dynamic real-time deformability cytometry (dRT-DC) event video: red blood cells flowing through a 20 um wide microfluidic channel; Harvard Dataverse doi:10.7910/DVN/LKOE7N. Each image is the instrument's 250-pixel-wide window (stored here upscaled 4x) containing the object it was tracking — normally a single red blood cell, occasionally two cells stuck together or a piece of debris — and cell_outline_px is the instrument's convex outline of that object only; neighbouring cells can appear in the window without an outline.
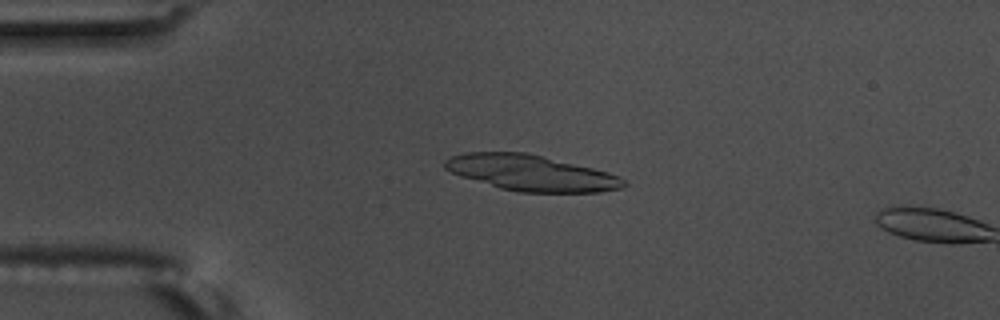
{"species": "common noctule bat (a hibernating species)", "species_latin": "Nyctalus noctula", "temperature_condition": "warm", "stored_images_in_passage": 11, "camera_frame_rate_fps": 3000, "um_per_image_px": 0.085, "animal": {"sex": "male", "body_mass_g": 17.5, "forearm_length_mm": 52.3}, "frame": {"image": 1, "passage_image": 10, "time_ms": 3.0, "image_size_px": [1000, 320], "cell_outline_px": [[628, 184], [624, 188], [600, 192], [516, 192], [500, 188], [460, 176], [444, 168], [444, 160], [452, 156], [464, 152], [524, 152], [592, 168], [608, 172], [620, 176], [628, 180]], "centroid_in_image_um": [45.17, 14.71], "position_along_channel_um": 39.8, "area_um2": 37.28}}